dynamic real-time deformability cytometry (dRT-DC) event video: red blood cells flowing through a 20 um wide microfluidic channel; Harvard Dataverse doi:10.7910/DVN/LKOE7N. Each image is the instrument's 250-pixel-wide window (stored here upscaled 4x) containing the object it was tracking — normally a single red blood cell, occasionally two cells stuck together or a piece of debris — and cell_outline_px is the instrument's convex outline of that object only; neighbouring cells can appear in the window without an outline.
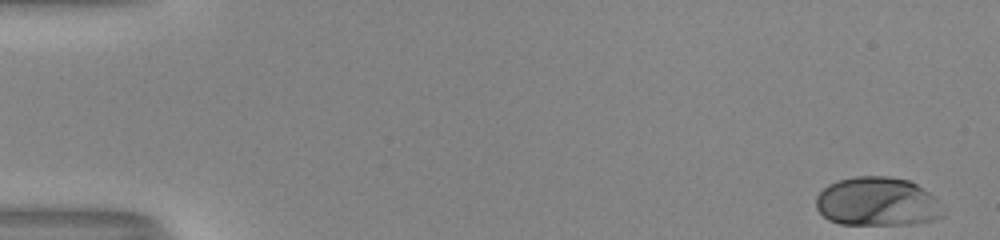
{"species": "human", "species_latin": "Homo sapiens", "temperature_condition": "room temperature", "stored_images_in_passage": 52, "camera_frame_rate_fps": 3000, "um_per_image_px": 0.085, "donor": {"sex": "male"}, "frame": {"image": 1, "passage_image": 1, "time_ms": 0.0, "image_size_px": [1000, 240], "cell_outline_px": [[944, 216], [932, 220], [912, 224], [840, 224], [828, 220], [816, 208], [816, 196], [828, 184], [836, 180], [856, 176], [888, 176], [908, 180], [916, 184], [928, 192], [944, 208]], "centroid_in_image_um": [74.55, 17.14], "position_along_channel_um": 10.4, "area_um2": 36.24}}
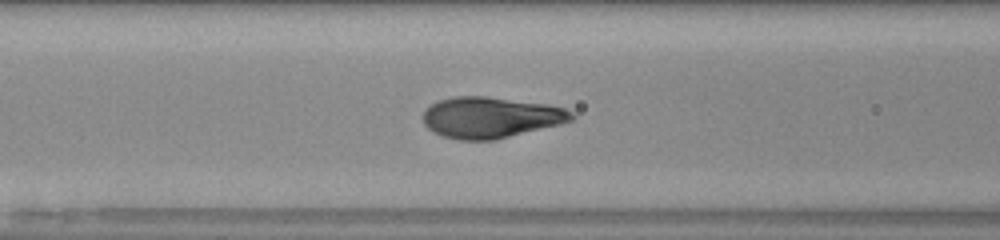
{"frame": {"image": 2, "passage_image": 22, "time_ms": 7.0, "image_size_px": [1000, 240], "cell_outline_px": [[576, 116], [572, 120], [560, 124], [496, 140], [460, 140], [444, 136], [432, 132], [424, 124], [424, 108], [436, 100], [456, 96], [484, 96], [548, 104], [564, 108], [572, 112]], "centroid_in_image_um": [41.69, 9.98], "position_along_channel_um": 124.9, "area_um2": 35.66}}
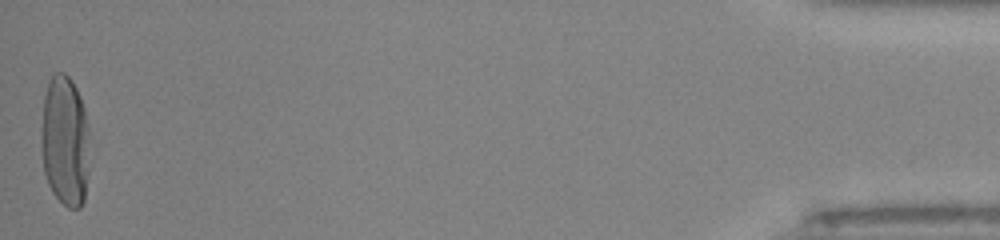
{"frame": {"image": 3, "passage_image": 52, "time_ms": 17.0, "image_size_px": [1000, 240], "cell_outline_px": [[88, 172], [84, 200], [80, 208], [68, 208], [52, 192], [48, 184], [44, 172], [40, 136], [40, 132], [44, 96], [48, 80], [56, 72], [64, 72], [72, 80], [80, 96], [84, 108], [88, 124]], "centroid_in_image_um": [5.51, 11.97], "position_along_channel_um": 429.7, "area_um2": 37.28}, "authors_computed_cell_mechanics": {"area_um2": 35.3736, "velocity_mm_per_s": 3.9825, "shape_relaxation_time_tau1_ms": 3.1802, "shape_relaxation_time_tau2_ms": null, "deformation_change_tau1": 0.2155, "deformation_change_tau2": null}}